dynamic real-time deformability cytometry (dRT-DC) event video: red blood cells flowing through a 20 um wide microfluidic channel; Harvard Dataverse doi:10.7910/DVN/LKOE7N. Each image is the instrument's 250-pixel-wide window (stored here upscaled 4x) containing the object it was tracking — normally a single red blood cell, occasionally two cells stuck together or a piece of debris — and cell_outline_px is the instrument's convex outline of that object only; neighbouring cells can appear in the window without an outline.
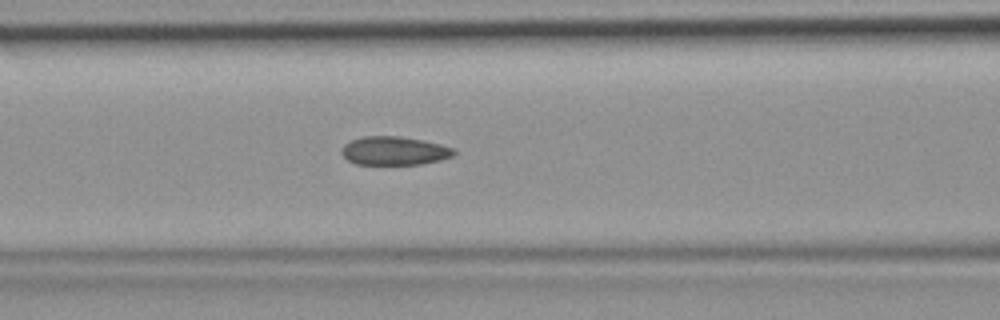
{"species": "common noctule bat (a hibernating species)", "species_latin": "Nyctalus noctula", "temperature_condition": "room temperature", "stored_images_in_passage": 33, "camera_frame_rate_fps": 3000, "um_per_image_px": 0.085, "animal": {"sex": "female", "body_mass_g": 19.9}, "frame": {"image": 1, "passage_image": 6, "time_ms": 1.667, "image_size_px": [1000, 320], "cell_outline_px": [[456, 152], [452, 156], [440, 160], [420, 164], [356, 164], [348, 160], [340, 152], [344, 144], [352, 140], [364, 136], [400, 136], [424, 140], [456, 148]], "centroid_in_image_um": [33.53, 12.81], "position_along_channel_um": 133.1, "area_um2": 18.73}}
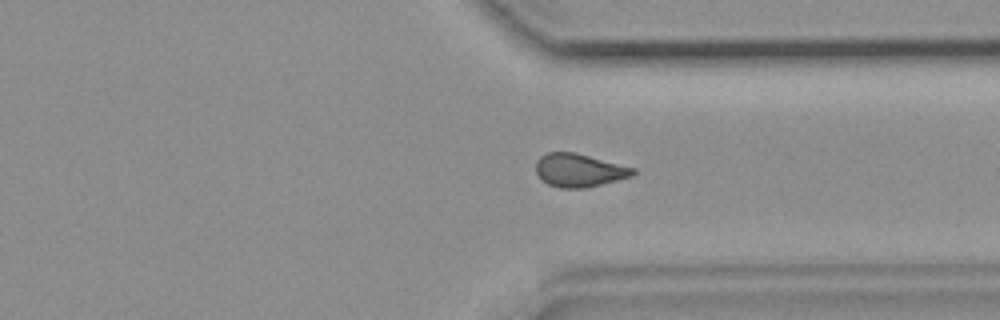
{"frame": {"image": 2, "passage_image": 22, "time_ms": 7.0, "image_size_px": [1000, 320], "cell_outline_px": [[636, 172], [632, 176], [584, 188], [560, 188], [548, 184], [536, 172], [536, 160], [540, 156], [548, 152], [576, 152], [636, 168]], "centroid_in_image_um": [49.23, 14.46], "position_along_channel_um": 362.2, "area_um2": 18.73}}
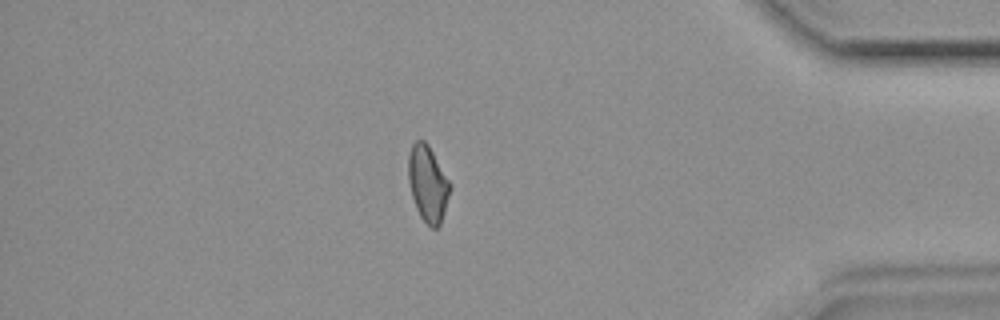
{"frame": {"image": 3, "passage_image": 27, "time_ms": 8.667, "image_size_px": [1000, 320], "cell_outline_px": [[452, 184], [444, 212], [440, 224], [436, 228], [432, 228], [420, 216], [416, 208], [412, 196], [408, 180], [408, 156], [412, 144], [416, 140], [424, 140], [428, 144]], "centroid_in_image_um": [36.36, 15.58], "position_along_channel_um": 398.8, "area_um2": 18.44}}